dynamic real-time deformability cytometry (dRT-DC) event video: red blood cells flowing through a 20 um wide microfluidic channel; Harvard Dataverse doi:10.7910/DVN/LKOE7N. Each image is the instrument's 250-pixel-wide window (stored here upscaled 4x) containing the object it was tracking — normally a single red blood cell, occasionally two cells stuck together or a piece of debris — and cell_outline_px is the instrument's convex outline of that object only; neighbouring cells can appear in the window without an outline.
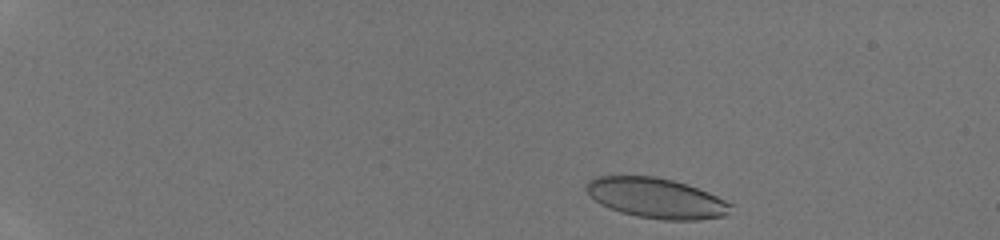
{"species": "human", "species_latin": "Homo sapiens", "temperature_condition": "room temperature", "stored_images_in_passage": 39, "camera_frame_rate_fps": 3000, "um_per_image_px": 0.085, "donor": {"sex": "male"}, "frame": {"image": 1, "passage_image": 2, "time_ms": 0.333, "image_size_px": [1000, 240], "cell_outline_px": [[732, 204], [728, 212], [724, 216], [700, 220], [664, 220], [636, 216], [620, 212], [608, 208], [600, 204], [588, 196], [584, 188], [584, 184], [588, 180], [596, 176], [656, 176], [688, 184], [708, 192]], "centroid_in_image_um": [55.71, 16.83], "position_along_channel_um": 29.3, "area_um2": 34.1}}
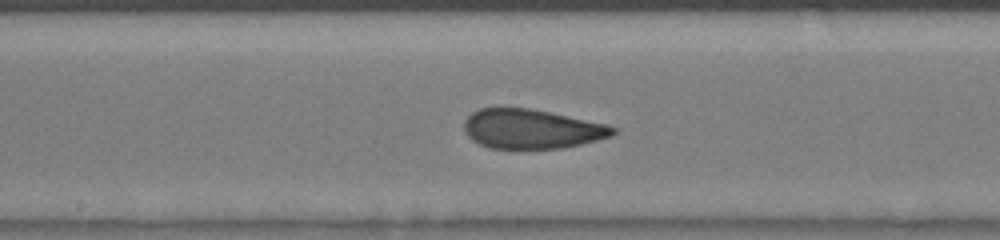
{"frame": {"image": 2, "passage_image": 21, "time_ms": 6.667, "image_size_px": [1000, 240], "cell_outline_px": [[616, 132], [612, 136], [580, 144], [560, 148], [492, 148], [480, 144], [472, 140], [464, 132], [464, 120], [472, 112], [480, 108], [528, 108], [608, 124], [616, 128]], "centroid_in_image_um": [45.17, 10.96], "position_along_channel_um": 203.0, "area_um2": 33.93}}
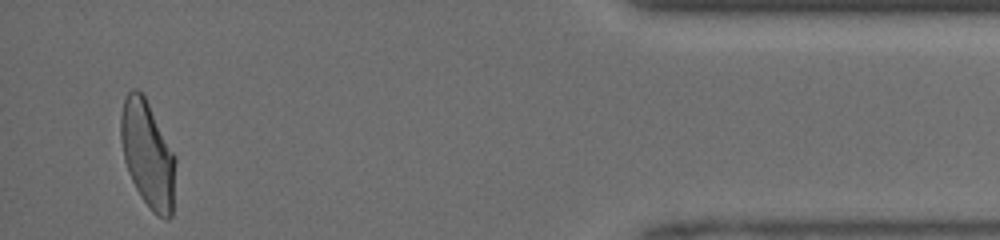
{"frame": {"image": 3, "passage_image": 38, "time_ms": 12.333, "image_size_px": [1000, 240], "cell_outline_px": [[176, 160], [172, 216], [168, 220], [164, 220], [152, 212], [140, 196], [128, 172], [124, 160], [120, 140], [120, 116], [124, 100], [128, 92], [132, 88], [136, 88], [144, 96], [176, 156]], "centroid_in_image_um": [12.55, 13.15], "position_along_channel_um": 422.6, "area_um2": 34.1}}